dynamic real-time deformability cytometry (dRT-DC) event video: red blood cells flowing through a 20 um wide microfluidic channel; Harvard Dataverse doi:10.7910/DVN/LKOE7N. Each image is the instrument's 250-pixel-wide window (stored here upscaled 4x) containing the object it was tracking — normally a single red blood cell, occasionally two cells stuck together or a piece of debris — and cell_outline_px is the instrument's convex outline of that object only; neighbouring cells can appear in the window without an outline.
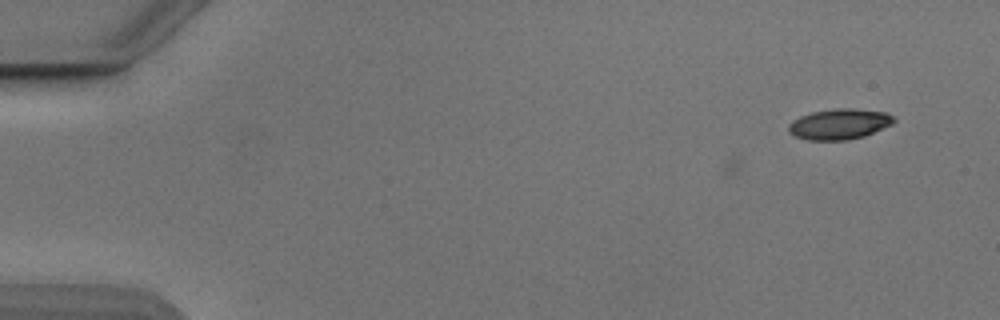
{"species": "Egyptian fruit bat (a non-hibernating species)", "species_latin": "Rousettus aegyptiacus", "temperature_condition": "cold", "stored_images_in_passage": 5, "camera_frame_rate_fps": 3000, "um_per_image_px": 0.085, "animal": {"sex": "male"}, "frame": {"image": 1, "passage_image": 5, "time_ms": 1.333, "image_size_px": [1000, 320], "cell_outline_px": [[896, 120], [892, 124], [864, 136], [848, 140], [808, 140], [796, 136], [788, 132], [788, 124], [792, 120], [800, 116], [812, 112], [836, 108], [852, 108], [884, 112], [892, 116]], "centroid_in_image_um": [71.32, 10.54], "position_along_channel_um": 13.7, "area_um2": 18.73}}